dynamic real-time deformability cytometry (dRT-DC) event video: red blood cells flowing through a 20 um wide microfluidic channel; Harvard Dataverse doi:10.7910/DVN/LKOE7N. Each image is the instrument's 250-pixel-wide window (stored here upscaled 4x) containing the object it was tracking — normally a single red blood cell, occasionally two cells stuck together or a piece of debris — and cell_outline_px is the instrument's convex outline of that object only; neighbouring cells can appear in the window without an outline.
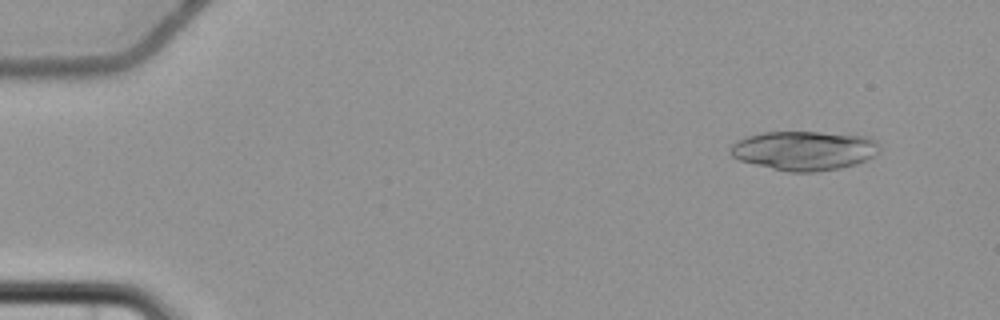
{"species": "common noctule bat (a hibernating species)", "species_latin": "Nyctalus noctula", "temperature_condition": "cold", "stored_images_in_passage": 7, "camera_frame_rate_fps": 3000, "um_per_image_px": 0.085, "animal": {"sex": "female", "body_mass_g": 22.7, "forearm_length_mm": 54.2}, "frame": {"image": 1, "passage_image": 1, "time_ms": 0.0, "image_size_px": [1000, 320], "cell_outline_px": [[880, 152], [856, 164], [840, 168], [812, 172], [788, 172], [740, 160], [732, 156], [728, 152], [732, 144], [736, 140], [748, 136], [764, 132], [820, 132], [868, 136], [876, 140], [880, 148]], "centroid_in_image_um": [68.36, 12.79], "position_along_channel_um": 16.6, "area_um2": 34.1}}